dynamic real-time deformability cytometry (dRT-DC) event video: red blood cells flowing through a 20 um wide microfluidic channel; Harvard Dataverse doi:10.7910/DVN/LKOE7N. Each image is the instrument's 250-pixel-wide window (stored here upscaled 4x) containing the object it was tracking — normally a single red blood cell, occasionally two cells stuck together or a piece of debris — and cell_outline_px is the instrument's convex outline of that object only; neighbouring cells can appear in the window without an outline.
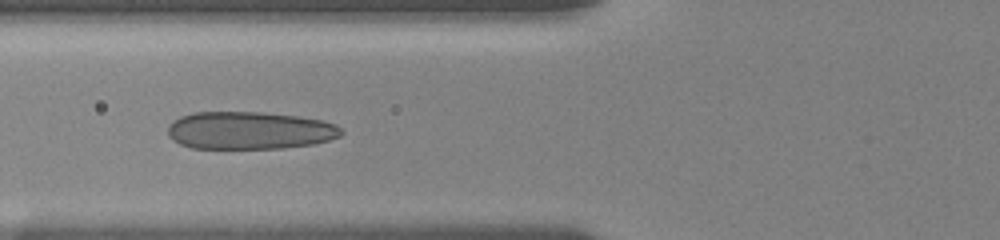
{"species": "human", "species_latin": "Homo sapiens", "temperature_condition": "room temperature", "stored_images_in_passage": 28, "camera_frame_rate_fps": 3000, "um_per_image_px": 0.085, "donor": {"sex": "female"}, "frame": {"image": 1, "passage_image": 5, "time_ms": 2.0, "image_size_px": [1000, 240], "cell_outline_px": [[344, 132], [340, 136], [328, 140], [312, 144], [284, 148], [192, 148], [180, 144], [172, 140], [168, 136], [168, 124], [172, 120], [180, 116], [192, 112], [260, 112], [296, 116], [320, 120], [336, 124]], "centroid_in_image_um": [21.16, 11.08], "position_along_channel_um": 104.6, "area_um2": 38.15}}
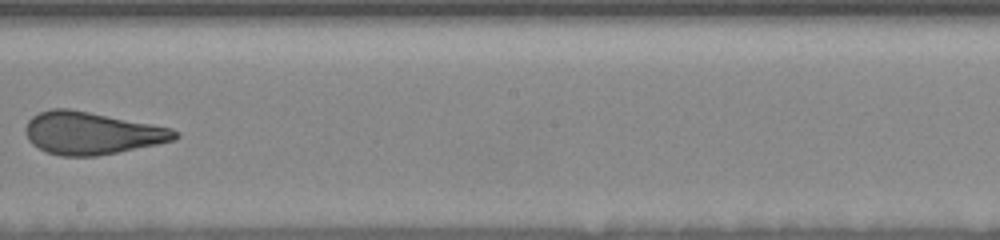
{"frame": {"image": 2, "passage_image": 12, "time_ms": 5.667, "image_size_px": [1000, 240], "cell_outline_px": [[180, 136], [176, 140], [96, 156], [60, 156], [48, 152], [32, 144], [28, 140], [24, 128], [28, 120], [32, 116], [40, 112], [52, 108], [68, 108], [152, 124], [172, 128], [180, 132]], "centroid_in_image_um": [7.79, 11.31], "position_along_channel_um": 240.4, "area_um2": 36.82}}
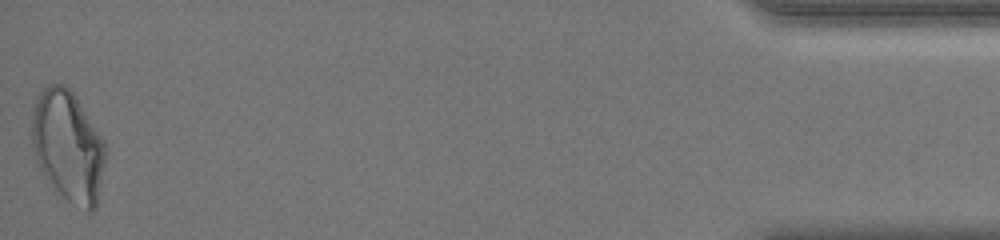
{"frame": {"image": 3, "passage_image": 28, "time_ms": 13.0, "image_size_px": [1000, 240], "cell_outline_px": [[108, 152], [96, 208], [92, 212], [88, 212], [72, 204], [44, 176], [36, 160], [32, 144], [32, 112], [36, 100], [40, 92], [48, 84], [64, 84], [76, 96], [104, 140], [108, 148]], "centroid_in_image_um": [5.82, 12.43], "position_along_channel_um": 429.4, "area_um2": 47.92}, "authors_computed_cell_mechanics": {"area_um2": 37.9457, "velocity_mm_per_s": 3.6916, "shape_relaxation_time_tau1_ms": 8.554, "shape_relaxation_time_tau2_ms": 1.1785, "deformation_change_tau1": 0.2111, "deformation_change_tau2": 0.0919}}